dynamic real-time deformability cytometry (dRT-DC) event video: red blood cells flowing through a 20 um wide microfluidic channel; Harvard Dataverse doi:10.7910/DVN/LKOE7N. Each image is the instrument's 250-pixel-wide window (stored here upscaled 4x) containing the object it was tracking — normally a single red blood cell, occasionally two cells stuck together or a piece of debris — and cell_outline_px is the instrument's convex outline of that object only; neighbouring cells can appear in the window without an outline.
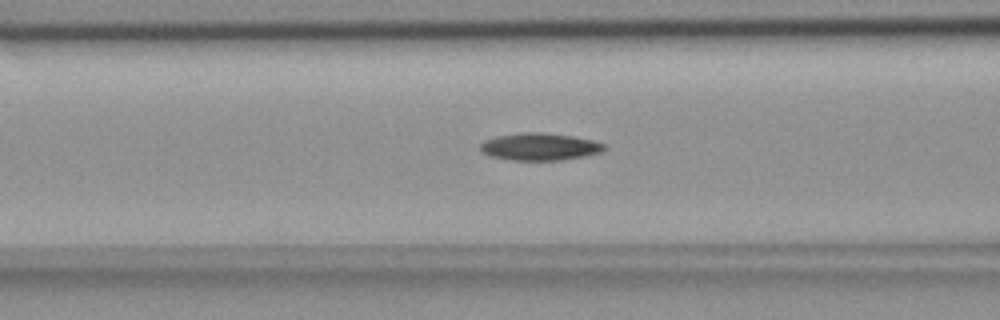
{"species": "common noctule bat (a hibernating species)", "species_latin": "Nyctalus noctula", "temperature_condition": "room temperature", "stored_images_in_passage": 55, "camera_frame_rate_fps": 3000, "um_per_image_px": 0.085, "animal": {"sex": "female", "body_mass_g": 18.4}, "frame": {"image": 1, "passage_image": 22, "time_ms": 7.0, "image_size_px": [1000, 320], "cell_outline_px": [[604, 148], [600, 152], [584, 156], [560, 160], [512, 160], [488, 156], [480, 152], [480, 144], [484, 140], [500, 136], [520, 132], [544, 132], [572, 136], [592, 140], [604, 144]], "centroid_in_image_um": [45.82, 12.47], "position_along_channel_um": 120.8, "area_um2": 19.65}}
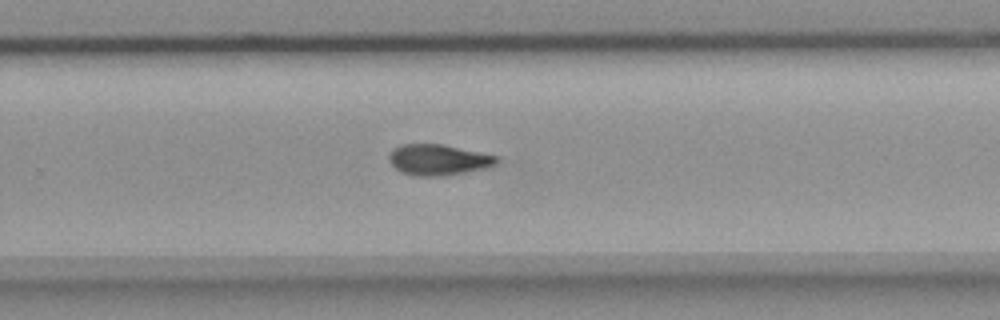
{"frame": {"image": 2, "passage_image": 36, "time_ms": 11.667, "image_size_px": [1000, 320], "cell_outline_px": [[500, 160], [496, 164], [484, 168], [464, 172], [440, 176], [416, 176], [400, 172], [388, 160], [388, 156], [392, 148], [400, 144], [440, 144], [500, 156]], "centroid_in_image_um": [37.23, 13.57], "position_along_channel_um": 292.6, "area_um2": 19.36}}
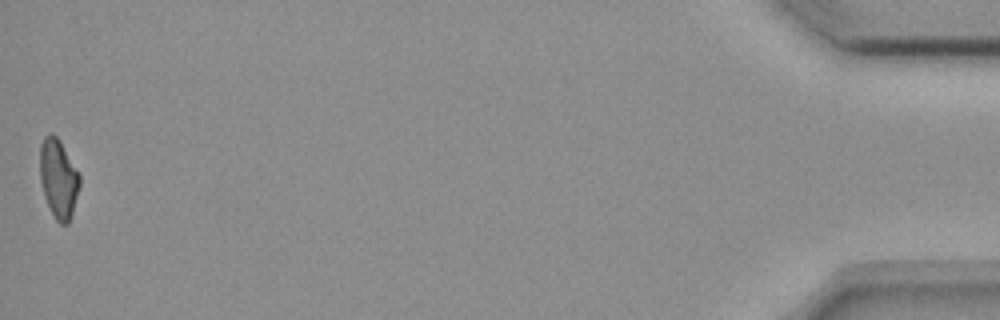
{"frame": {"image": 3, "passage_image": 55, "time_ms": 18.0, "image_size_px": [1000, 320], "cell_outline_px": [[80, 184], [72, 212], [68, 224], [60, 224], [56, 220], [44, 196], [40, 180], [40, 144], [44, 136], [48, 132], [52, 132], [60, 140], [80, 176]], "centroid_in_image_um": [4.95, 15.14], "position_along_channel_um": 430.3, "area_um2": 18.15}, "authors_computed_cell_mechanics": {"area_um2": 18.9584, "velocity_mm_per_s": 3.6952, "shape_relaxation_time_tau1_ms": 7.1641, "shape_relaxation_time_tau2_ms": null, "deformation_change_tau1": 0.1909, "deformation_change_tau2": null}}